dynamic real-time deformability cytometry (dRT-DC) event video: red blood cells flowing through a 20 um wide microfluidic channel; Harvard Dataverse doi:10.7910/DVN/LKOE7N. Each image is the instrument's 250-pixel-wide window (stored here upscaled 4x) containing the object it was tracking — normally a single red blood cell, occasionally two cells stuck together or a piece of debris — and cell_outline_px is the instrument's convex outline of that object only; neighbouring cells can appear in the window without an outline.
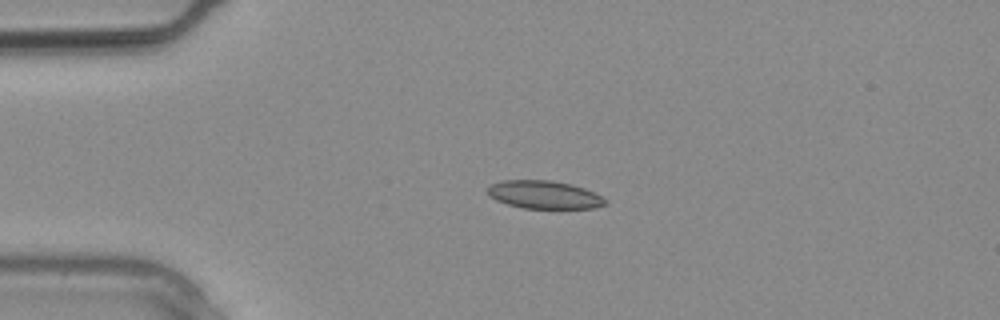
{"species": "common noctule bat (a hibernating species)", "species_latin": "Nyctalus noctula", "temperature_condition": "warm", "stored_images_in_passage": 11, "camera_frame_rate_fps": 3000, "um_per_image_px": 0.085, "animal": {"sex": "male", "body_mass_g": 20.4}, "frame": {"image": 1, "passage_image": 1, "time_ms": 0.0, "image_size_px": [1000, 320], "cell_outline_px": [[608, 204], [592, 208], [524, 208], [508, 204], [496, 200], [488, 196], [488, 188], [492, 184], [500, 180], [552, 180], [572, 184], [584, 188], [608, 200]], "centroid_in_image_um": [46.26, 16.54], "position_along_channel_um": 38.7, "area_um2": 19.19}}
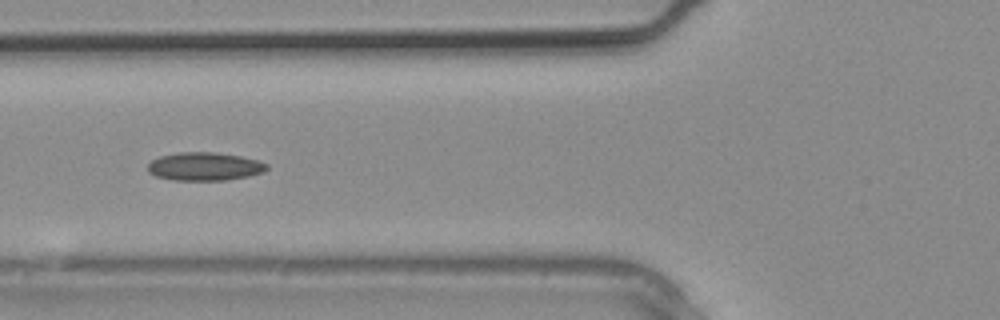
{"frame": {"image": 2, "passage_image": 5, "time_ms": 1.333, "image_size_px": [1000, 320], "cell_outline_px": [[268, 168], [264, 172], [248, 176], [224, 180], [172, 180], [156, 176], [148, 172], [148, 164], [152, 160], [160, 156], [176, 152], [212, 152], [240, 156], [260, 160], [268, 164]], "centroid_in_image_um": [17.4, 14.14], "position_along_channel_um": 108.4, "area_um2": 19.65}}